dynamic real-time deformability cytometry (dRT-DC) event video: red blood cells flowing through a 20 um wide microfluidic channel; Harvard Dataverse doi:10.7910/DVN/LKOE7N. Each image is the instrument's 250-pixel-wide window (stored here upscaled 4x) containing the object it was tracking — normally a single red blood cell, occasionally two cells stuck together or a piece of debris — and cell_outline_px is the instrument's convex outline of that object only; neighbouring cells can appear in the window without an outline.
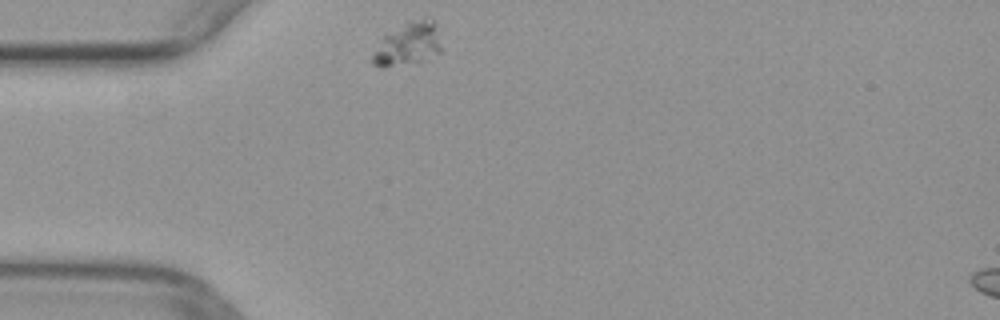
{"species": "common noctule bat (a hibernating species)", "species_latin": "Nyctalus noctula", "temperature_condition": "warm", "stored_images_in_passage": 30, "camera_frame_rate_fps": 3000, "um_per_image_px": 0.085, "animal": {"sex": "female", "body_mass_g": 29.2, "forearm_length_mm": 56.3}, "frame": {"image": 1, "passage_image": 1, "time_ms": 0.0, "image_size_px": [1000, 320], "cell_outline_px": [[444, 52], [428, 60], [384, 68], [380, 68], [372, 64], [372, 56], [384, 36], [412, 20], [424, 16], [432, 20]], "centroid_in_image_um": [34.73, 3.79], "position_along_channel_um": 50.3, "area_um2": 17.22}}
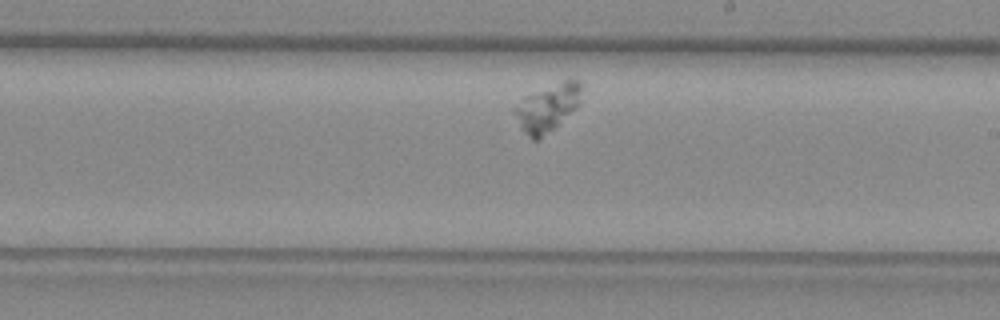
{"frame": {"image": 2, "passage_image": 18, "time_ms": 5.667, "image_size_px": [1000, 320], "cell_outline_px": [[580, 104], [552, 128], [536, 140], [532, 140], [520, 128], [512, 108], [524, 96], [564, 80], [580, 80]], "centroid_in_image_um": [46.49, 9.14], "position_along_channel_um": 242.5, "area_um2": 17.92}}
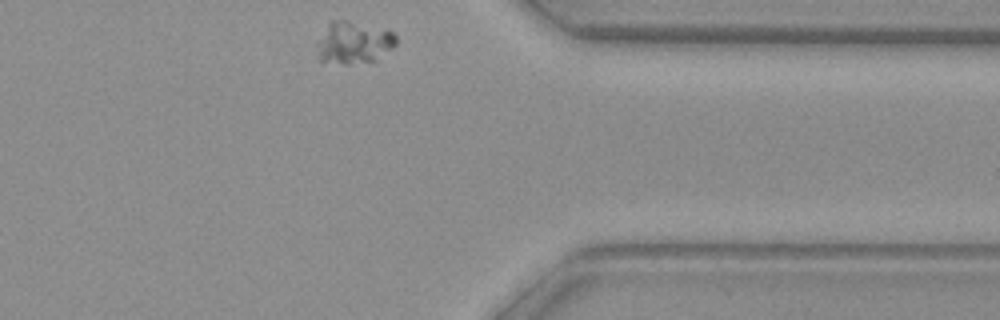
{"frame": {"image": 3, "passage_image": 30, "time_ms": 9.667, "image_size_px": [1000, 320], "cell_outline_px": [[396, 44], [392, 48], [372, 60], [348, 64], [344, 64], [320, 60], [316, 44], [328, 20], [344, 20], [388, 28], [396, 36]], "centroid_in_image_um": [30.04, 3.57], "position_along_channel_um": 381.4, "area_um2": 19.42}}